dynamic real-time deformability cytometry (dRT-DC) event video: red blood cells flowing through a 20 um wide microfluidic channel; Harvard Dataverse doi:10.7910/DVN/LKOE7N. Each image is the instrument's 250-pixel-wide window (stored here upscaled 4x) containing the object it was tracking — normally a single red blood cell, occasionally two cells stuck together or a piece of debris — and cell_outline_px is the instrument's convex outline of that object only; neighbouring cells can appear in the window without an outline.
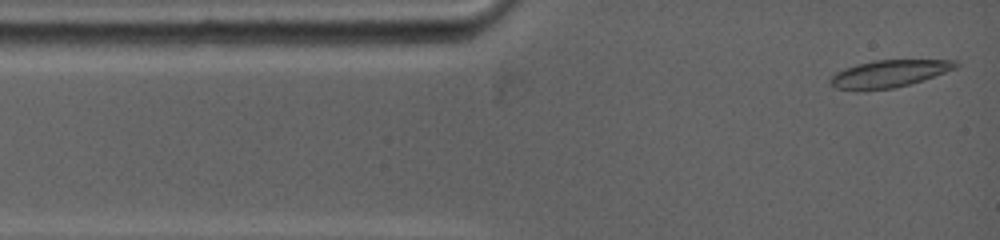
{"species": "common noctule bat (a hibernating species)", "species_latin": "Nyctalus noctula", "temperature_condition": "warm", "stored_images_in_passage": 39, "camera_frame_rate_fps": 5000, "um_per_image_px": 0.085, "animal": {"sex": "female", "body_mass_g": 19.0, "forearm_length_mm": 53.3}, "frame": {"image": 1, "passage_image": 1, "time_ms": 0.0, "image_size_px": [1000, 240], "cell_outline_px": [[960, 64], [956, 68], [908, 84], [892, 88], [856, 92], [832, 88], [828, 80], [836, 72], [844, 68], [856, 64], [876, 60], [956, 60]], "centroid_in_image_um": [75.45, 6.28], "position_along_channel_um": 9.6, "area_um2": 20.06}}
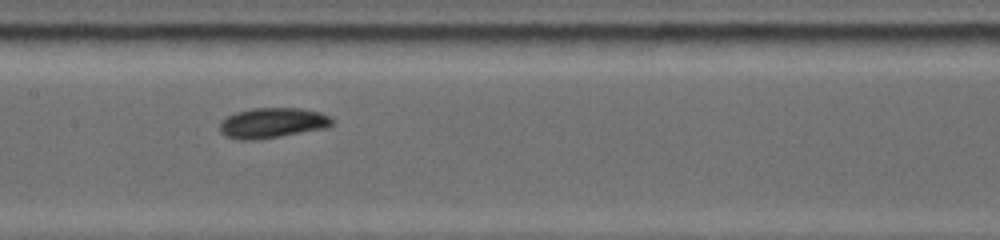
{"frame": {"image": 2, "passage_image": 17, "time_ms": 5.6, "image_size_px": [1000, 240], "cell_outline_px": [[336, 120], [328, 128], [256, 140], [240, 140], [224, 136], [220, 132], [220, 120], [236, 112], [252, 108], [300, 108], [320, 112]], "centroid_in_image_um": [23.15, 10.45], "position_along_channel_um": 184.2, "area_um2": 20.0}}
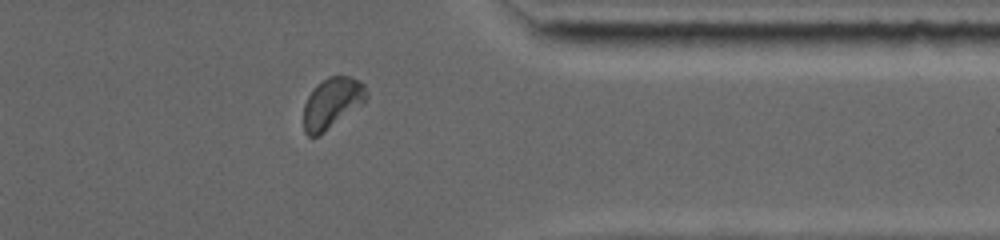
{"frame": {"image": 3, "passage_image": 33, "time_ms": 11.0, "image_size_px": [1000, 240], "cell_outline_px": [[368, 100], [364, 104], [320, 136], [308, 136], [304, 132], [304, 104], [308, 96], [328, 76], [348, 76], [360, 80], [364, 84], [368, 92]], "centroid_in_image_um": [28.28, 8.79], "position_along_channel_um": 383.1, "area_um2": 18.79}, "authors_computed_cell_mechanics": {"area_um2": 18.9006, "velocity_mm_per_s": 3.8587, "shape_relaxation_time_tau1_ms": 6.4921, "shape_relaxation_time_tau2_ms": 2.9573, "deformation_change_tau1": 0.1645, "deformation_change_tau2": 0.0416}}